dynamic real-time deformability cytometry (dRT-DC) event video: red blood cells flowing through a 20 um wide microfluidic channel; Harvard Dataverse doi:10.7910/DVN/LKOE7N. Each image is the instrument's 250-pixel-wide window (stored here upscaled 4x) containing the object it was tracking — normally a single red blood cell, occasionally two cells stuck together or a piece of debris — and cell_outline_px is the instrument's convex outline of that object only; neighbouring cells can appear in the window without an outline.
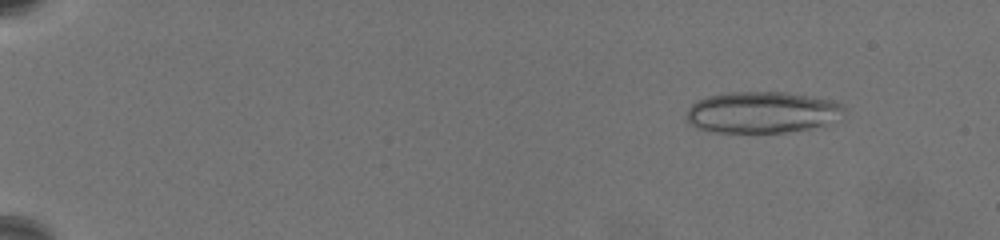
{"species": "common noctule bat (a hibernating species)", "species_latin": "Nyctalus noctula", "temperature_condition": "warm", "stored_images_in_passage": 58, "camera_frame_rate_fps": 3000, "um_per_image_px": 0.085, "animal": {"sex": "female", "body_mass_g": 19.5, "forearm_length_mm": 54.1}, "frame": {"image": 1, "passage_image": 1, "time_ms": 0.0, "image_size_px": [1000, 240], "cell_outline_px": [[844, 108], [824, 124], [808, 128], [784, 132], [712, 132], [696, 128], [688, 124], [684, 120], [688, 108], [696, 100], [708, 96], [728, 92], [784, 92], [836, 100], [844, 104]], "centroid_in_image_um": [64.64, 9.53], "position_along_channel_um": 20.4, "area_um2": 37.8}, "authors_computed_cell_mechanics": {"area_um2": 19.9699, "velocity_mm_per_s": 3.3184, "shape_relaxation_time_tau1_ms": 9.2165, "shape_relaxation_time_tau2_ms": 1.5194, "deformation_change_tau1": 0.2323, "deformation_change_tau2": 0.0975}}